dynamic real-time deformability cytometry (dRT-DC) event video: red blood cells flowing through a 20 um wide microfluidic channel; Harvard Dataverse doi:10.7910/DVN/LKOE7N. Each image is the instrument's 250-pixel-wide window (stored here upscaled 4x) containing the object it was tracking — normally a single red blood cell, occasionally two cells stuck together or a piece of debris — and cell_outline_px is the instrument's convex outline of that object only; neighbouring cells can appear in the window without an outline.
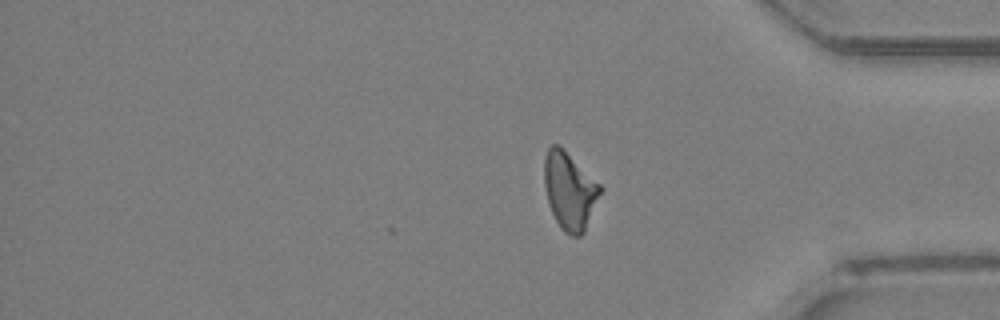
{"species": "Egyptian fruit bat (a non-hibernating species)", "species_latin": "Rousettus aegyptiacus", "temperature_condition": "room temperature", "stored_images_in_passage": 41, "segment_of_instrument_passage": [2, 2], "camera_frame_rate_fps": 3000, "um_per_image_px": 0.085, "animal": {"sex": "female"}, "frame": {"image": 1, "passage_image": 41, "time_ms": 13.333, "image_size_px": [1000, 320], "cell_outline_px": [[604, 188], [584, 232], [580, 236], [572, 236], [564, 232], [560, 228], [548, 204], [544, 184], [544, 156], [548, 148], [552, 144], [560, 144]], "centroid_in_image_um": [48.42, 16.2], "position_along_channel_um": 386.8, "area_um2": 25.55}}